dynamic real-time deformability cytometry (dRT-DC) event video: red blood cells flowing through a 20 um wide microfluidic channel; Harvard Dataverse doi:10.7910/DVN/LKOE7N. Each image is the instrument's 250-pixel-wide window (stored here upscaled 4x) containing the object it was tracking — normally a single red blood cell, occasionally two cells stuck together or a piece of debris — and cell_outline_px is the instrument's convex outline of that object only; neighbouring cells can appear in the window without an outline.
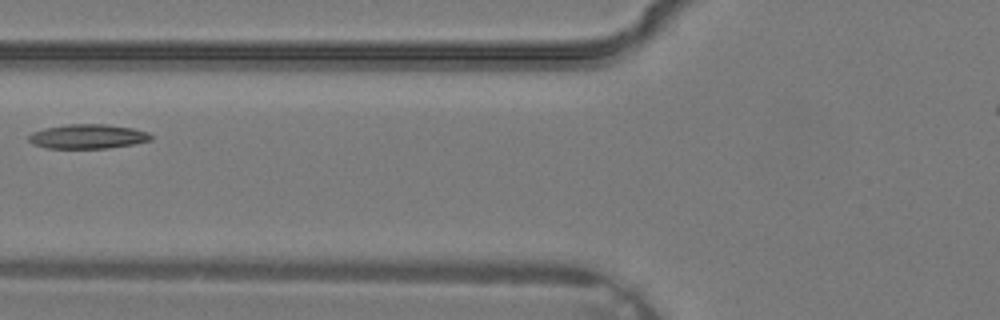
{"species": "common noctule bat (a hibernating species)", "species_latin": "Nyctalus noctula", "temperature_condition": "warm", "stored_images_in_passage": 2, "camera_frame_rate_fps": 3000, "um_per_image_px": 0.085, "animal": {"sex": "male", "body_mass_g": 19.2, "forearm_length_mm": 51.8}, "frame": {"image": 1, "passage_image": 2, "time_ms": 0.333, "image_size_px": [1000, 320], "cell_outline_px": [[152, 140], [132, 144], [108, 148], [48, 148], [32, 144], [28, 140], [28, 136], [32, 132], [44, 128], [68, 124], [108, 124], [132, 128], [148, 132], [152, 136]], "centroid_in_image_um": [7.45, 11.59], "position_along_channel_um": 118.4, "area_um2": 17.4}}